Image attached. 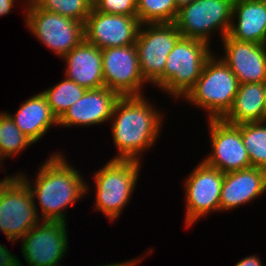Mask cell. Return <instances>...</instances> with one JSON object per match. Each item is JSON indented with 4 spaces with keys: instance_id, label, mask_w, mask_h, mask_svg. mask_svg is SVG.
I'll use <instances>...</instances> for the list:
<instances>
[{
    "instance_id": "8",
    "label": "cell",
    "mask_w": 266,
    "mask_h": 266,
    "mask_svg": "<svg viewBox=\"0 0 266 266\" xmlns=\"http://www.w3.org/2000/svg\"><path fill=\"white\" fill-rule=\"evenodd\" d=\"M233 4L234 0H194L179 9L174 23L183 38L210 45L214 32L219 31L221 40L229 34Z\"/></svg>"
},
{
    "instance_id": "2",
    "label": "cell",
    "mask_w": 266,
    "mask_h": 266,
    "mask_svg": "<svg viewBox=\"0 0 266 266\" xmlns=\"http://www.w3.org/2000/svg\"><path fill=\"white\" fill-rule=\"evenodd\" d=\"M145 97L121 96L116 102L110 126L118 153L112 160L141 162L143 153L148 152L159 139L164 114Z\"/></svg>"
},
{
    "instance_id": "5",
    "label": "cell",
    "mask_w": 266,
    "mask_h": 266,
    "mask_svg": "<svg viewBox=\"0 0 266 266\" xmlns=\"http://www.w3.org/2000/svg\"><path fill=\"white\" fill-rule=\"evenodd\" d=\"M0 180V230L14 245L41 220L26 182L16 173Z\"/></svg>"
},
{
    "instance_id": "20",
    "label": "cell",
    "mask_w": 266,
    "mask_h": 266,
    "mask_svg": "<svg viewBox=\"0 0 266 266\" xmlns=\"http://www.w3.org/2000/svg\"><path fill=\"white\" fill-rule=\"evenodd\" d=\"M5 112L33 143L41 140L54 125L58 126V119L51 111L42 92L29 97L21 104L15 114Z\"/></svg>"
},
{
    "instance_id": "1",
    "label": "cell",
    "mask_w": 266,
    "mask_h": 266,
    "mask_svg": "<svg viewBox=\"0 0 266 266\" xmlns=\"http://www.w3.org/2000/svg\"><path fill=\"white\" fill-rule=\"evenodd\" d=\"M48 158L38 168V174L35 173V181L28 180L25 173L17 174L26 182L33 198H37L40 209L37 208L36 212L40 220L67 223L64 210L73 207L83 196L86 197L91 188L80 171L67 162L65 154L55 152Z\"/></svg>"
},
{
    "instance_id": "28",
    "label": "cell",
    "mask_w": 266,
    "mask_h": 266,
    "mask_svg": "<svg viewBox=\"0 0 266 266\" xmlns=\"http://www.w3.org/2000/svg\"><path fill=\"white\" fill-rule=\"evenodd\" d=\"M0 266H24L15 254L0 243Z\"/></svg>"
},
{
    "instance_id": "30",
    "label": "cell",
    "mask_w": 266,
    "mask_h": 266,
    "mask_svg": "<svg viewBox=\"0 0 266 266\" xmlns=\"http://www.w3.org/2000/svg\"><path fill=\"white\" fill-rule=\"evenodd\" d=\"M20 0H0V17L8 15L15 6V2Z\"/></svg>"
},
{
    "instance_id": "22",
    "label": "cell",
    "mask_w": 266,
    "mask_h": 266,
    "mask_svg": "<svg viewBox=\"0 0 266 266\" xmlns=\"http://www.w3.org/2000/svg\"><path fill=\"white\" fill-rule=\"evenodd\" d=\"M242 136L252 167L266 170V121L236 125Z\"/></svg>"
},
{
    "instance_id": "17",
    "label": "cell",
    "mask_w": 266,
    "mask_h": 266,
    "mask_svg": "<svg viewBox=\"0 0 266 266\" xmlns=\"http://www.w3.org/2000/svg\"><path fill=\"white\" fill-rule=\"evenodd\" d=\"M266 193V170L250 167L224 173L220 211L247 205Z\"/></svg>"
},
{
    "instance_id": "7",
    "label": "cell",
    "mask_w": 266,
    "mask_h": 266,
    "mask_svg": "<svg viewBox=\"0 0 266 266\" xmlns=\"http://www.w3.org/2000/svg\"><path fill=\"white\" fill-rule=\"evenodd\" d=\"M182 37L175 23L141 24L136 49L141 74L147 83L161 89L168 54Z\"/></svg>"
},
{
    "instance_id": "35",
    "label": "cell",
    "mask_w": 266,
    "mask_h": 266,
    "mask_svg": "<svg viewBox=\"0 0 266 266\" xmlns=\"http://www.w3.org/2000/svg\"><path fill=\"white\" fill-rule=\"evenodd\" d=\"M23 1H25V0H23ZM32 1H33V0H26L25 3H24V5H25V4H29V3L32 2Z\"/></svg>"
},
{
    "instance_id": "25",
    "label": "cell",
    "mask_w": 266,
    "mask_h": 266,
    "mask_svg": "<svg viewBox=\"0 0 266 266\" xmlns=\"http://www.w3.org/2000/svg\"><path fill=\"white\" fill-rule=\"evenodd\" d=\"M178 12L175 0H137V18L141 24L174 23Z\"/></svg>"
},
{
    "instance_id": "9",
    "label": "cell",
    "mask_w": 266,
    "mask_h": 266,
    "mask_svg": "<svg viewBox=\"0 0 266 266\" xmlns=\"http://www.w3.org/2000/svg\"><path fill=\"white\" fill-rule=\"evenodd\" d=\"M25 25L42 45L62 58L84 39V24L40 9L33 1L24 6Z\"/></svg>"
},
{
    "instance_id": "26",
    "label": "cell",
    "mask_w": 266,
    "mask_h": 266,
    "mask_svg": "<svg viewBox=\"0 0 266 266\" xmlns=\"http://www.w3.org/2000/svg\"><path fill=\"white\" fill-rule=\"evenodd\" d=\"M42 10L85 23L93 8V0H33Z\"/></svg>"
},
{
    "instance_id": "32",
    "label": "cell",
    "mask_w": 266,
    "mask_h": 266,
    "mask_svg": "<svg viewBox=\"0 0 266 266\" xmlns=\"http://www.w3.org/2000/svg\"><path fill=\"white\" fill-rule=\"evenodd\" d=\"M194 0H175L177 7L180 9L182 6L192 3Z\"/></svg>"
},
{
    "instance_id": "29",
    "label": "cell",
    "mask_w": 266,
    "mask_h": 266,
    "mask_svg": "<svg viewBox=\"0 0 266 266\" xmlns=\"http://www.w3.org/2000/svg\"><path fill=\"white\" fill-rule=\"evenodd\" d=\"M234 266H263L262 261H260L259 256L249 255L242 258L240 261L237 262Z\"/></svg>"
},
{
    "instance_id": "24",
    "label": "cell",
    "mask_w": 266,
    "mask_h": 266,
    "mask_svg": "<svg viewBox=\"0 0 266 266\" xmlns=\"http://www.w3.org/2000/svg\"><path fill=\"white\" fill-rule=\"evenodd\" d=\"M33 144L5 111L0 113V154L3 159L16 157Z\"/></svg>"
},
{
    "instance_id": "21",
    "label": "cell",
    "mask_w": 266,
    "mask_h": 266,
    "mask_svg": "<svg viewBox=\"0 0 266 266\" xmlns=\"http://www.w3.org/2000/svg\"><path fill=\"white\" fill-rule=\"evenodd\" d=\"M222 120L232 125L266 121L263 83L240 84L232 107Z\"/></svg>"
},
{
    "instance_id": "16",
    "label": "cell",
    "mask_w": 266,
    "mask_h": 266,
    "mask_svg": "<svg viewBox=\"0 0 266 266\" xmlns=\"http://www.w3.org/2000/svg\"><path fill=\"white\" fill-rule=\"evenodd\" d=\"M222 60L238 78L240 84L261 83L266 78V45L239 41L228 34L221 40Z\"/></svg>"
},
{
    "instance_id": "6",
    "label": "cell",
    "mask_w": 266,
    "mask_h": 266,
    "mask_svg": "<svg viewBox=\"0 0 266 266\" xmlns=\"http://www.w3.org/2000/svg\"><path fill=\"white\" fill-rule=\"evenodd\" d=\"M204 41L181 37L168 54L161 91L183 99L195 86L207 59L213 54Z\"/></svg>"
},
{
    "instance_id": "10",
    "label": "cell",
    "mask_w": 266,
    "mask_h": 266,
    "mask_svg": "<svg viewBox=\"0 0 266 266\" xmlns=\"http://www.w3.org/2000/svg\"><path fill=\"white\" fill-rule=\"evenodd\" d=\"M186 178L183 187H185V225L188 228L192 227L199 218L220 212L224 173L206 164L202 159Z\"/></svg>"
},
{
    "instance_id": "4",
    "label": "cell",
    "mask_w": 266,
    "mask_h": 266,
    "mask_svg": "<svg viewBox=\"0 0 266 266\" xmlns=\"http://www.w3.org/2000/svg\"><path fill=\"white\" fill-rule=\"evenodd\" d=\"M142 162L137 160H112L94 174L95 211H100L110 222L120 218L129 204L138 183ZM117 218V219H116Z\"/></svg>"
},
{
    "instance_id": "34",
    "label": "cell",
    "mask_w": 266,
    "mask_h": 266,
    "mask_svg": "<svg viewBox=\"0 0 266 266\" xmlns=\"http://www.w3.org/2000/svg\"><path fill=\"white\" fill-rule=\"evenodd\" d=\"M3 160H4V159L1 157V154H0V165H1L0 167H2V169L5 168V167L2 165Z\"/></svg>"
},
{
    "instance_id": "19",
    "label": "cell",
    "mask_w": 266,
    "mask_h": 266,
    "mask_svg": "<svg viewBox=\"0 0 266 266\" xmlns=\"http://www.w3.org/2000/svg\"><path fill=\"white\" fill-rule=\"evenodd\" d=\"M228 35L235 40L266 45V0H234Z\"/></svg>"
},
{
    "instance_id": "18",
    "label": "cell",
    "mask_w": 266,
    "mask_h": 266,
    "mask_svg": "<svg viewBox=\"0 0 266 266\" xmlns=\"http://www.w3.org/2000/svg\"><path fill=\"white\" fill-rule=\"evenodd\" d=\"M65 64V77L86 89L105 87L102 50L85 39L61 58Z\"/></svg>"
},
{
    "instance_id": "12",
    "label": "cell",
    "mask_w": 266,
    "mask_h": 266,
    "mask_svg": "<svg viewBox=\"0 0 266 266\" xmlns=\"http://www.w3.org/2000/svg\"><path fill=\"white\" fill-rule=\"evenodd\" d=\"M102 67L105 87L120 96L144 95L148 83L141 74L135 44L102 49Z\"/></svg>"
},
{
    "instance_id": "13",
    "label": "cell",
    "mask_w": 266,
    "mask_h": 266,
    "mask_svg": "<svg viewBox=\"0 0 266 266\" xmlns=\"http://www.w3.org/2000/svg\"><path fill=\"white\" fill-rule=\"evenodd\" d=\"M210 147L204 162L223 173L252 167L248 152L242 141L241 131L236 125L222 119H208Z\"/></svg>"
},
{
    "instance_id": "15",
    "label": "cell",
    "mask_w": 266,
    "mask_h": 266,
    "mask_svg": "<svg viewBox=\"0 0 266 266\" xmlns=\"http://www.w3.org/2000/svg\"><path fill=\"white\" fill-rule=\"evenodd\" d=\"M121 96L107 87L87 89L83 96L58 119V126H95L109 122Z\"/></svg>"
},
{
    "instance_id": "27",
    "label": "cell",
    "mask_w": 266,
    "mask_h": 266,
    "mask_svg": "<svg viewBox=\"0 0 266 266\" xmlns=\"http://www.w3.org/2000/svg\"><path fill=\"white\" fill-rule=\"evenodd\" d=\"M93 8L106 14L137 16V0H93Z\"/></svg>"
},
{
    "instance_id": "3",
    "label": "cell",
    "mask_w": 266,
    "mask_h": 266,
    "mask_svg": "<svg viewBox=\"0 0 266 266\" xmlns=\"http://www.w3.org/2000/svg\"><path fill=\"white\" fill-rule=\"evenodd\" d=\"M239 85L227 64L213 53L205 62L195 86L182 100L206 110L207 119H222L232 107Z\"/></svg>"
},
{
    "instance_id": "14",
    "label": "cell",
    "mask_w": 266,
    "mask_h": 266,
    "mask_svg": "<svg viewBox=\"0 0 266 266\" xmlns=\"http://www.w3.org/2000/svg\"><path fill=\"white\" fill-rule=\"evenodd\" d=\"M140 26L137 16L106 14L92 8L84 23L85 40L101 50L134 45Z\"/></svg>"
},
{
    "instance_id": "33",
    "label": "cell",
    "mask_w": 266,
    "mask_h": 266,
    "mask_svg": "<svg viewBox=\"0 0 266 266\" xmlns=\"http://www.w3.org/2000/svg\"><path fill=\"white\" fill-rule=\"evenodd\" d=\"M262 83H263V87H264L265 100H266V78H265V80Z\"/></svg>"
},
{
    "instance_id": "23",
    "label": "cell",
    "mask_w": 266,
    "mask_h": 266,
    "mask_svg": "<svg viewBox=\"0 0 266 266\" xmlns=\"http://www.w3.org/2000/svg\"><path fill=\"white\" fill-rule=\"evenodd\" d=\"M61 80L58 84L50 86L42 94L46 97L47 102L53 114L59 119L64 112L78 101L86 92V88L78 85L72 80Z\"/></svg>"
},
{
    "instance_id": "11",
    "label": "cell",
    "mask_w": 266,
    "mask_h": 266,
    "mask_svg": "<svg viewBox=\"0 0 266 266\" xmlns=\"http://www.w3.org/2000/svg\"><path fill=\"white\" fill-rule=\"evenodd\" d=\"M67 224L41 220L21 240V253L28 266H60L69 249Z\"/></svg>"
},
{
    "instance_id": "31",
    "label": "cell",
    "mask_w": 266,
    "mask_h": 266,
    "mask_svg": "<svg viewBox=\"0 0 266 266\" xmlns=\"http://www.w3.org/2000/svg\"><path fill=\"white\" fill-rule=\"evenodd\" d=\"M142 260H143V258L142 259L141 258L140 259L139 258H136V259L133 258L129 261L126 260V262L123 261V262H117V263H112V264H110V263L105 264V265L102 264L101 266H137V264Z\"/></svg>"
}]
</instances>
